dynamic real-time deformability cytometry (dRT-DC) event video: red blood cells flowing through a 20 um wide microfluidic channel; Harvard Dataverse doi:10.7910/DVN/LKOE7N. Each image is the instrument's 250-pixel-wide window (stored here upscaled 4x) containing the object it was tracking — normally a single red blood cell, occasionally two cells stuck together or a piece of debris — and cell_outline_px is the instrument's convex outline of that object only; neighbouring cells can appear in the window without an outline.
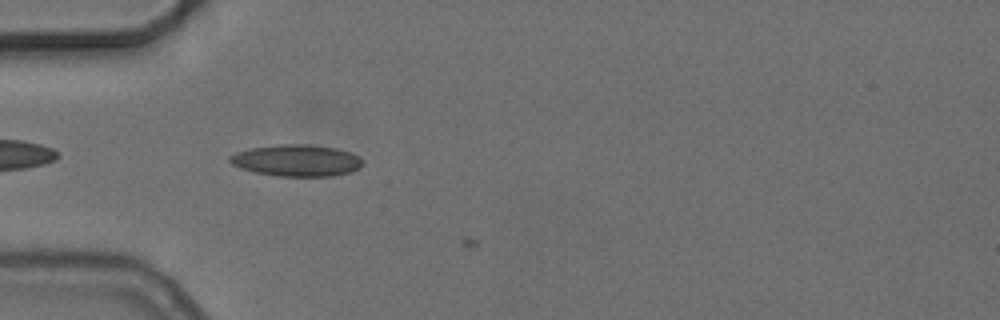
{"species": "common noctule bat (a hibernating species)", "species_latin": "Nyctalus noctula", "temperature_condition": "cold", "stored_images_in_passage": 5, "camera_frame_rate_fps": 3000, "um_per_image_px": 0.085, "animal": {"sex": "female", "body_mass_g": 24.6, "forearm_length_mm": 56.2}, "frame": {"image": 1, "passage_image": 4, "time_ms": 1.0, "image_size_px": [1000, 320], "cell_outline_px": [[360, 168], [348, 172], [332, 176], [276, 176], [256, 172], [240, 168], [232, 164], [228, 160], [228, 156], [236, 152], [252, 148], [280, 144], [308, 144], [336, 148], [360, 156]], "centroid_in_image_um": [25.17, 13.64], "position_along_channel_um": 59.8, "area_um2": 24.33}}